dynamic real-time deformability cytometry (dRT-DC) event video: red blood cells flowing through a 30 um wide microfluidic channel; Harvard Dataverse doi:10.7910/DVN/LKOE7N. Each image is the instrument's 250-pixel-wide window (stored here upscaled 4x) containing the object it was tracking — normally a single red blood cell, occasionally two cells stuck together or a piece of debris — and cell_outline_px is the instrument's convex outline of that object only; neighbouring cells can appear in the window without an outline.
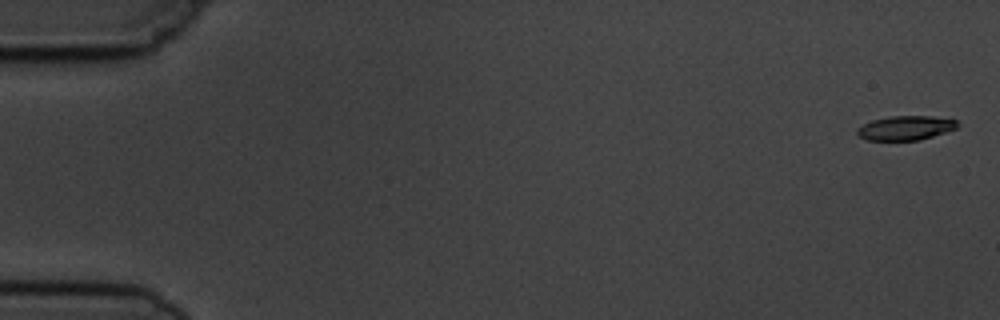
{"species": "common noctule bat (a hibernating species)", "species_latin": "Nyctalus noctula", "temperature_condition": "cold", "stored_images_in_passage": 6, "camera_frame_rate_fps": 3000, "um_per_image_px": 0.085, "animal": {"sex": "male", "body_mass_g": 19.5, "forearm_length_mm": 54.6}, "frame": {"image": 1, "passage_image": 1, "time_ms": 0.0, "image_size_px": [1000, 320], "cell_outline_px": [[960, 124], [956, 128], [920, 140], [868, 140], [860, 136], [856, 132], [856, 128], [872, 120], [892, 116], [932, 116], [956, 120]], "centroid_in_image_um": [76.97, 10.87], "position_along_channel_um": 8.0, "area_um2": 14.05}}
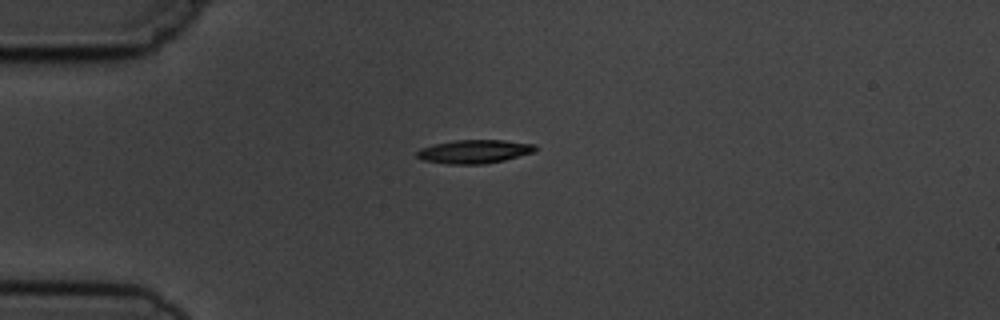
{"frame": {"image": 2, "passage_image": 5, "time_ms": 4.333, "image_size_px": [1000, 320], "cell_outline_px": [[536, 148], [532, 152], [504, 160], [484, 164], [448, 164], [424, 160], [416, 156], [416, 152], [420, 148], [432, 144], [456, 140], [504, 140], [536, 144]], "centroid_in_image_um": [40.28, 12.87], "position_along_channel_um": 44.7, "area_um2": 16.18}}